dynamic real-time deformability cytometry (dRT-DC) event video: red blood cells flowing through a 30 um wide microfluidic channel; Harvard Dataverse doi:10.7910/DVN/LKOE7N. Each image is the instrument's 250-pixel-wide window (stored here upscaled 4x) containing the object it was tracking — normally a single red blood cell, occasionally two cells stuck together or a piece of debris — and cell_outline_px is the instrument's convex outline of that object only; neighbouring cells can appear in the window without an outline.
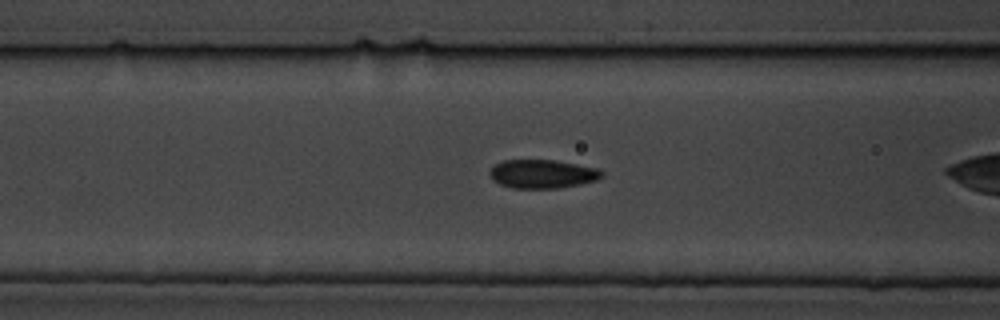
{"species": "common noctule bat (a hibernating species)", "species_latin": "Nyctalus noctula", "temperature_condition": "cold", "stored_images_in_passage": 30, "camera_frame_rate_fps": 3000, "um_per_image_px": 0.085, "animal": {"sex": "male", "body_mass_g": 19.5, "forearm_length_mm": 54.6}, "frame": {"image": 1, "passage_image": 6, "time_ms": 1.667, "image_size_px": [1000, 320], "cell_outline_px": [[604, 176], [596, 180], [580, 184], [560, 188], [512, 188], [500, 184], [492, 180], [488, 172], [496, 164], [504, 160], [556, 160], [596, 168], [604, 172]], "centroid_in_image_um": [46.1, 14.79], "position_along_channel_um": 120.5, "area_um2": 18.73}}
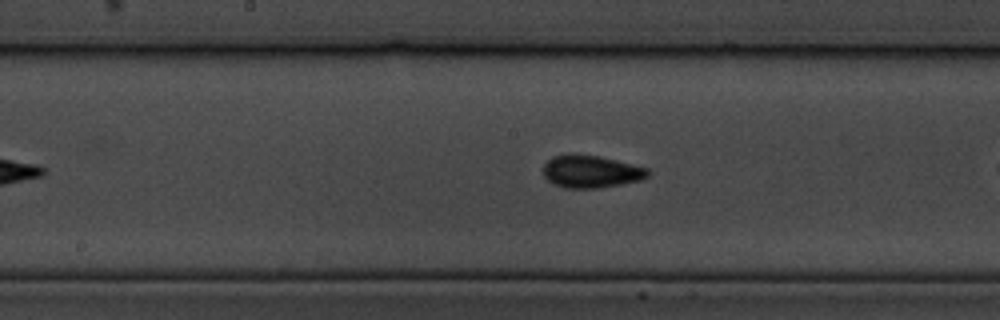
{"frame": {"image": 2, "passage_image": 13, "time_ms": 4.0, "image_size_px": [1000, 320], "cell_outline_px": [[648, 176], [640, 180], [620, 184], [596, 188], [564, 188], [552, 184], [544, 176], [544, 164], [548, 160], [556, 156], [600, 156], [648, 168]], "centroid_in_image_um": [50.24, 14.61], "position_along_channel_um": 198.0, "area_um2": 19.25}}
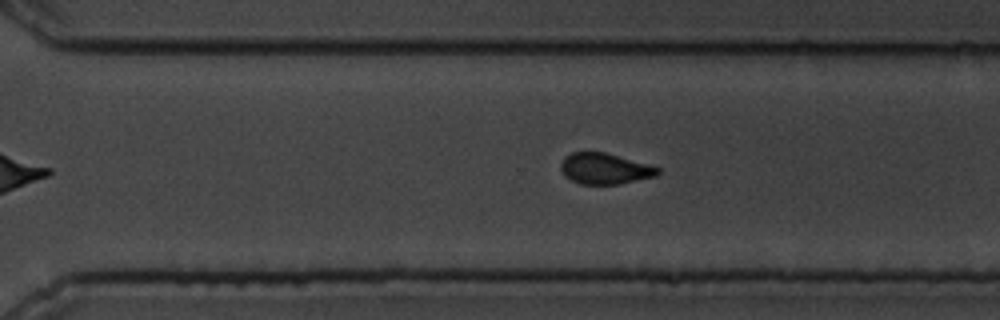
{"frame": {"image": 3, "passage_image": 24, "time_ms": 7.667, "image_size_px": [1000, 320], "cell_outline_px": [[660, 172], [656, 176], [620, 184], [580, 184], [564, 176], [560, 168], [560, 164], [564, 156], [572, 152], [604, 152], [660, 168]], "centroid_in_image_um": [51.37, 14.34], "position_along_channel_um": 319.2, "area_um2": 17.4}}